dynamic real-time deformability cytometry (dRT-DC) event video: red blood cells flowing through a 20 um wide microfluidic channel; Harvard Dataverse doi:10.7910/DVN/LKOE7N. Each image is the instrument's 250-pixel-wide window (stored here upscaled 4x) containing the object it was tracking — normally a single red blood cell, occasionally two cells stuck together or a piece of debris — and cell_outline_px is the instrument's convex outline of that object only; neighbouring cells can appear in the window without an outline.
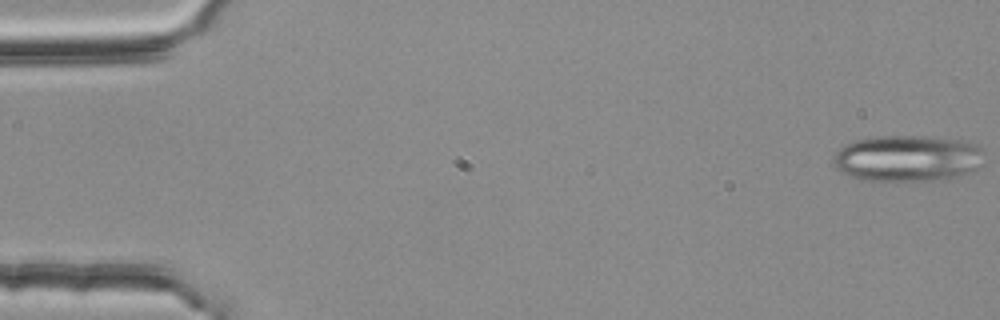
{"species": "common noctule bat (a hibernating species)", "species_latin": "Nyctalus noctula", "temperature_condition": "room temperature", "stored_images_in_passage": 54, "segment_of_instrument_passage": [1, 2], "camera_frame_rate_fps": 3000, "um_per_image_px": 0.085, "animal": {"sex": "female", "body_mass_g": 25.1}, "frame": {"image": 1, "passage_image": 1, "time_ms": 0.0, "image_size_px": [1000, 320], "cell_outline_px": [[984, 164], [980, 168], [968, 172], [952, 176], [932, 180], [860, 180], [840, 172], [832, 160], [832, 156], [844, 144], [852, 140], [880, 136], [924, 136], [960, 140], [984, 148]], "centroid_in_image_um": [77.12, 13.44], "position_along_channel_um": 7.9, "area_um2": 40.81}}